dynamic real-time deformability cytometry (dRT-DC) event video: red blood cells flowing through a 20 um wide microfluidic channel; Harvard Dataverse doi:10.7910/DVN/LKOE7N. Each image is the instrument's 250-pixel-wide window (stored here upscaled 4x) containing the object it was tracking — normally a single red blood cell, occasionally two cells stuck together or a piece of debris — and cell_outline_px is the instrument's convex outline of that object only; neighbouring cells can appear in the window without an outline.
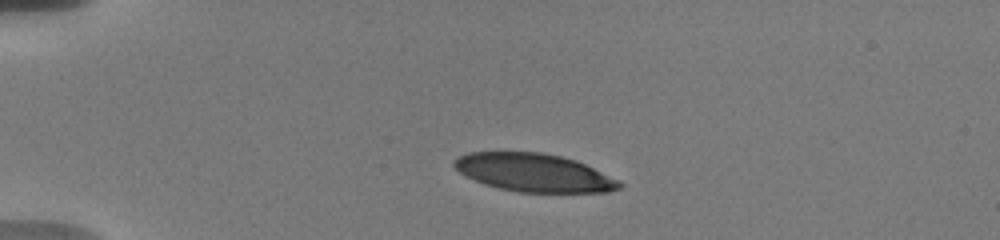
{"species": "human", "species_latin": "Homo sapiens", "temperature_condition": "warm", "stored_images_in_passage": 33, "camera_frame_rate_fps": 3000, "um_per_image_px": 0.085, "donor": {"sex": "male"}, "frame": {"image": 1, "passage_image": 1, "time_ms": 0.0, "image_size_px": [1000, 240], "cell_outline_px": [[624, 184], [620, 188], [608, 192], [520, 192], [500, 188], [484, 184], [464, 176], [452, 164], [452, 160], [456, 156], [468, 152], [540, 152], [560, 156], [576, 160], [620, 180]], "centroid_in_image_um": [45.37, 14.67], "position_along_channel_um": 39.6, "area_um2": 36.82}}
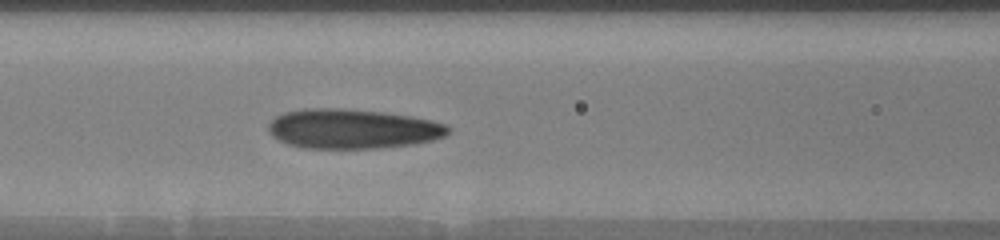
{"frame": {"image": 2, "passage_image": 8, "time_ms": 4.0, "image_size_px": [1000, 240], "cell_outline_px": [[452, 132], [444, 136], [432, 140], [416, 144], [376, 148], [304, 148], [288, 144], [272, 136], [268, 132], [268, 124], [276, 116], [284, 112], [304, 108], [344, 108], [384, 112], [412, 116], [432, 120], [444, 124], [452, 128]], "centroid_in_image_um": [29.98, 10.94], "position_along_channel_um": 136.6, "area_um2": 41.85}}
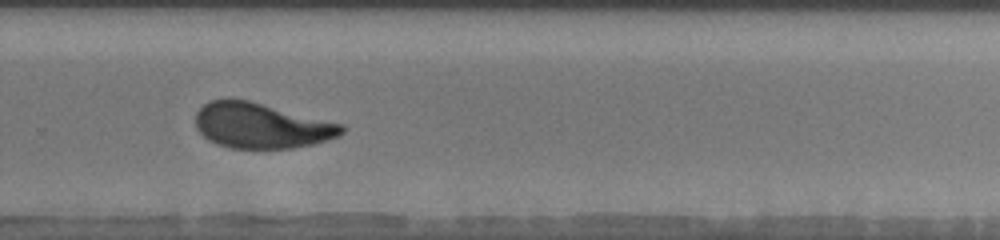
{"frame": {"image": 3, "passage_image": 18, "time_ms": 8.667, "image_size_px": [1000, 240], "cell_outline_px": [[344, 132], [336, 136], [312, 144], [292, 148], [232, 148], [216, 144], [208, 140], [196, 128], [196, 112], [208, 100], [248, 100], [344, 124]], "centroid_in_image_um": [22.19, 10.68], "position_along_channel_um": 307.6, "area_um2": 38.21}, "authors_computed_cell_mechanics": {"area_um2": 40.0554, "velocity_mm_per_s": 3.6834, "shape_relaxation_time_tau1_ms": 5.8885, "shape_relaxation_time_tau2_ms": 1.076, "deformation_change_tau1": 0.2085, "deformation_change_tau2": 0.0793}}